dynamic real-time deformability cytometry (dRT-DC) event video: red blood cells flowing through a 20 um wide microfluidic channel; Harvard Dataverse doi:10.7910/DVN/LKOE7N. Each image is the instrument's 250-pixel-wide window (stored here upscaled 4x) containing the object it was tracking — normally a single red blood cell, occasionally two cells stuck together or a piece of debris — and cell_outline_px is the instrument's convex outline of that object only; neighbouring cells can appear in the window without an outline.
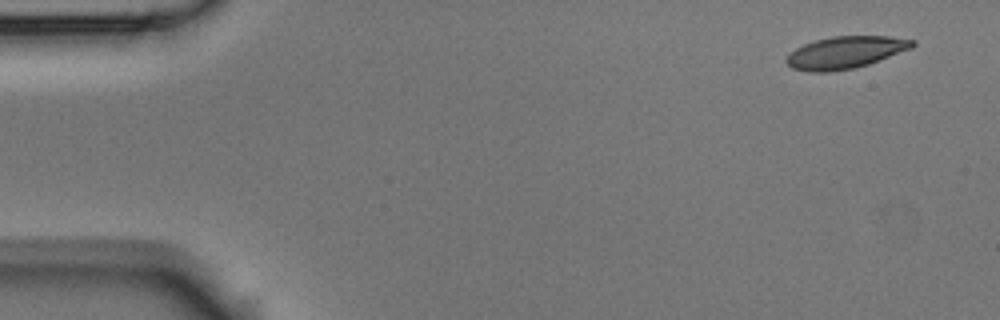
{"species": "Egyptian fruit bat (a non-hibernating species)", "species_latin": "Rousettus aegyptiacus", "temperature_condition": "room temperature", "stored_images_in_passage": 10, "camera_frame_rate_fps": 3000, "um_per_image_px": 0.085, "animal": {"sex": "male"}, "frame": {"image": 1, "passage_image": 1, "time_ms": 0.0, "image_size_px": [1000, 320], "cell_outline_px": [[916, 44], [912, 48], [880, 60], [856, 68], [828, 72], [808, 72], [792, 68], [784, 60], [796, 48], [804, 44], [816, 40], [832, 36], [888, 36], [916, 40]], "centroid_in_image_um": [71.88, 4.46], "position_along_channel_um": 13.1, "area_um2": 23.64}}
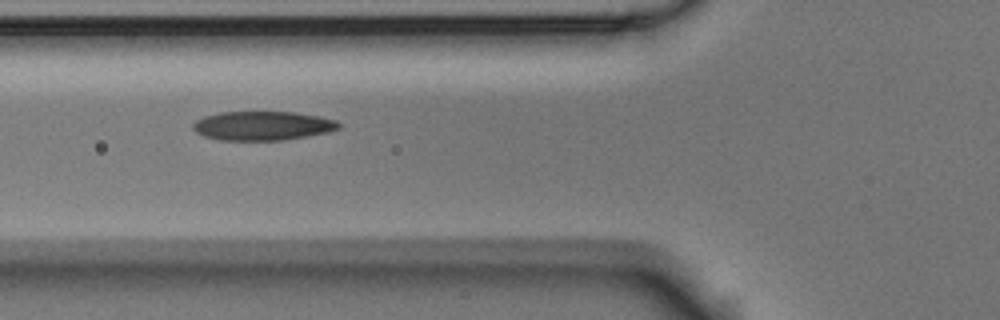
{"frame": {"image": 2, "passage_image": 6, "time_ms": 5.667, "image_size_px": [1000, 320], "cell_outline_px": [[340, 128], [328, 132], [280, 140], [220, 140], [204, 136], [196, 132], [192, 128], [192, 124], [196, 120], [204, 116], [220, 112], [292, 112], [320, 116], [336, 120], [340, 124]], "centroid_in_image_um": [22.29, 10.68], "position_along_channel_um": 103.5, "area_um2": 24.57}}
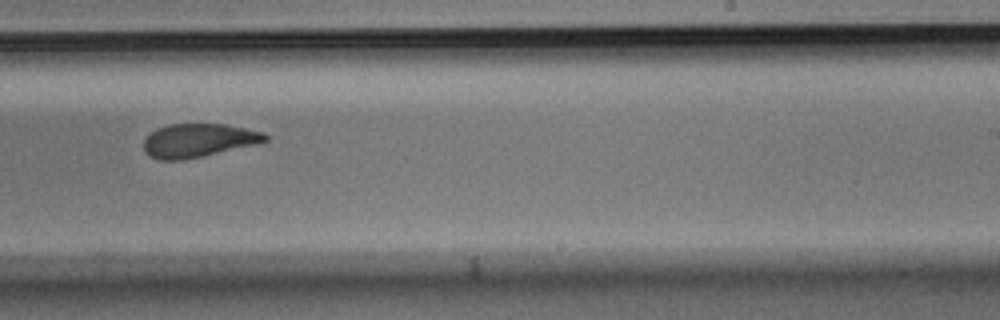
{"frame": {"image": 3, "passage_image": 10, "time_ms": 10.333, "image_size_px": [1000, 320], "cell_outline_px": [[268, 140], [256, 144], [204, 156], [184, 160], [160, 160], [144, 152], [144, 140], [156, 128], [168, 124], [224, 124], [264, 132], [268, 136]], "centroid_in_image_um": [16.86, 11.94], "position_along_channel_um": 272.1, "area_um2": 23.7}}